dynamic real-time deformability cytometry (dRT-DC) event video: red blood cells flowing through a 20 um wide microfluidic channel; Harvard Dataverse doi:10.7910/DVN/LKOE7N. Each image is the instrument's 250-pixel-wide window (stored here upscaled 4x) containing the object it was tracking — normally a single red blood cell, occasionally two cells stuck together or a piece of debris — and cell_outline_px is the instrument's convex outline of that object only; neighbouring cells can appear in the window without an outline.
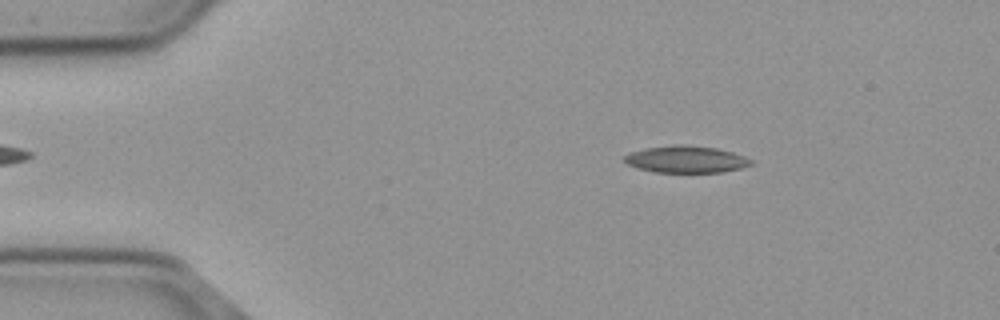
{"species": "common noctule bat (a hibernating species)", "species_latin": "Nyctalus noctula", "temperature_condition": "cold", "stored_images_in_passage": 55, "camera_frame_rate_fps": 3000, "um_per_image_px": 0.085, "animal": {"sex": "male", "body_mass_g": 23.1, "forearm_length_mm": 52.7}, "frame": {"image": 1, "passage_image": 8, "time_ms": 2.333, "image_size_px": [1000, 320], "cell_outline_px": [[752, 164], [740, 168], [720, 172], [656, 172], [636, 168], [628, 164], [624, 160], [624, 156], [632, 152], [644, 148], [716, 148], [732, 152], [744, 156], [752, 160]], "centroid_in_image_um": [58.33, 13.6], "position_along_channel_um": 26.7, "area_um2": 18.61}}
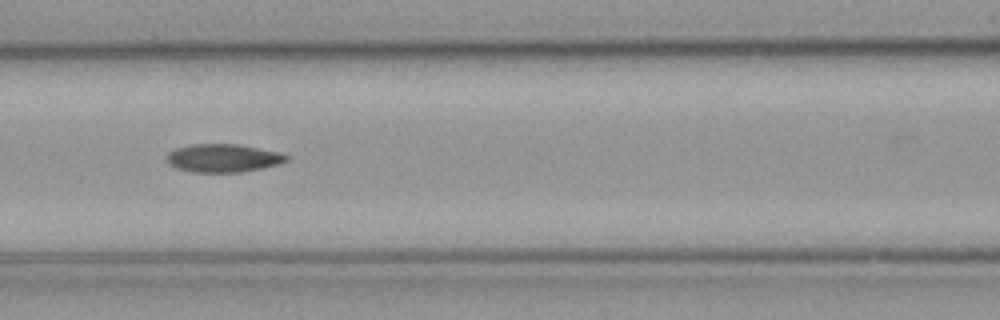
{"frame": {"image": 2, "passage_image": 23, "time_ms": 7.333, "image_size_px": [1000, 320], "cell_outline_px": [[288, 160], [276, 164], [260, 168], [240, 172], [192, 172], [176, 168], [168, 160], [168, 152], [176, 148], [192, 144], [236, 144], [280, 152], [288, 156]], "centroid_in_image_um": [18.96, 13.43], "position_along_channel_um": 147.6, "area_um2": 19.31}}
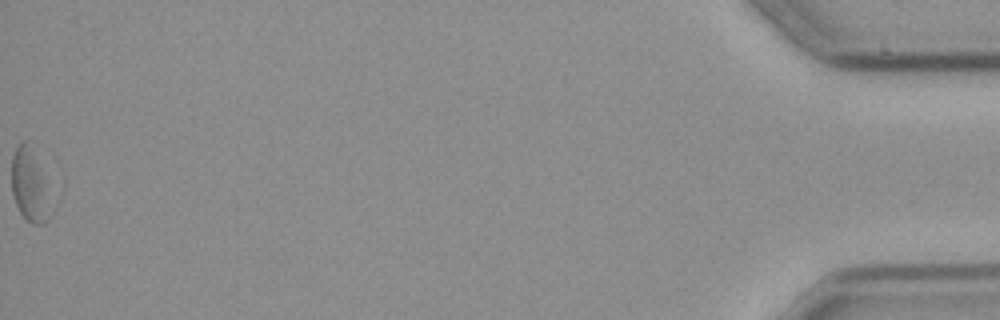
{"frame": {"image": 3, "passage_image": 55, "time_ms": 18.0, "image_size_px": [1000, 320], "cell_outline_px": [[60, 200], [52, 216], [44, 224], [32, 224], [20, 212], [16, 204], [12, 192], [12, 156], [16, 148], [24, 140]], "centroid_in_image_um": [2.71, 15.93], "position_along_channel_um": 432.5, "area_um2": 17.86}, "authors_computed_cell_mechanics": {"area_um2": 19.7098, "velocity_mm_per_s": 3.6746, "shape_relaxation_time_tau1_ms": null, "shape_relaxation_time_tau2_ms": 3.9102, "deformation_change_tau1": null, "deformation_change_tau2": 0.1098}}